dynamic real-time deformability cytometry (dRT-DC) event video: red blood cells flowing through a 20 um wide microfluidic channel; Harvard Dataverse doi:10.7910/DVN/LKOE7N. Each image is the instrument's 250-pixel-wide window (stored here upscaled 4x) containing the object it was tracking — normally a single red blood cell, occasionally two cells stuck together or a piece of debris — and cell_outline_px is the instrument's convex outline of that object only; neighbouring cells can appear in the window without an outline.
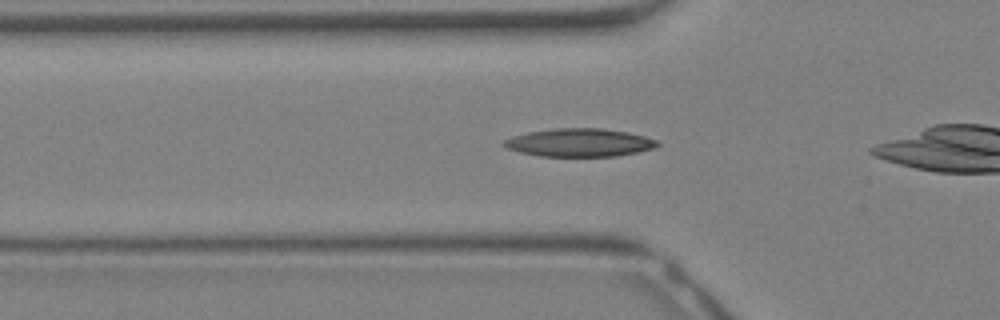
{"species": "Egyptian fruit bat (a non-hibernating species)", "species_latin": "Rousettus aegyptiacus", "temperature_condition": "warm", "stored_images_in_passage": 17, "camera_frame_rate_fps": 3000, "um_per_image_px": 0.085, "animal": {"sex": "female"}, "frame": {"image": 1, "passage_image": 7, "time_ms": 2.0, "image_size_px": [1000, 320], "cell_outline_px": [[660, 144], [652, 148], [636, 152], [616, 156], [540, 156], [520, 152], [508, 148], [500, 144], [504, 140], [512, 136], [528, 132], [552, 128], [600, 128], [628, 132], [644, 136], [656, 140]], "centroid_in_image_um": [49.21, 12.11], "position_along_channel_um": 76.6, "area_um2": 25.03}}
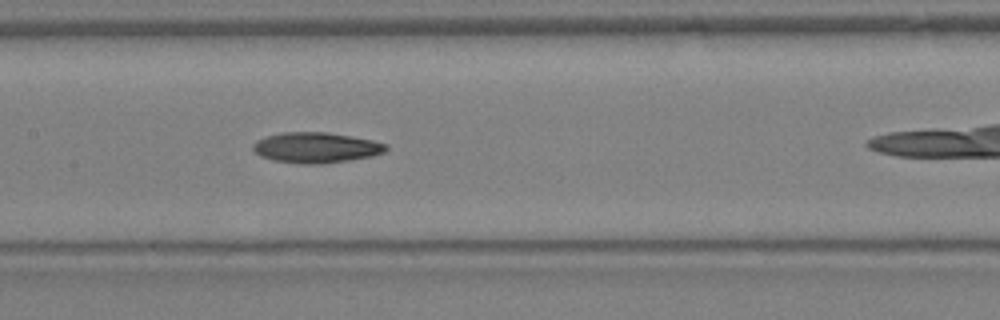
{"frame": {"image": 2, "passage_image": 12, "time_ms": 3.667, "image_size_px": [1000, 320], "cell_outline_px": [[388, 148], [384, 152], [372, 156], [348, 160], [320, 164], [304, 164], [276, 160], [260, 156], [252, 148], [252, 144], [256, 140], [264, 136], [280, 132], [328, 132], [352, 136], [372, 140], [388, 144]], "centroid_in_image_um": [26.85, 12.53], "position_along_channel_um": 180.5, "area_um2": 23.7}}
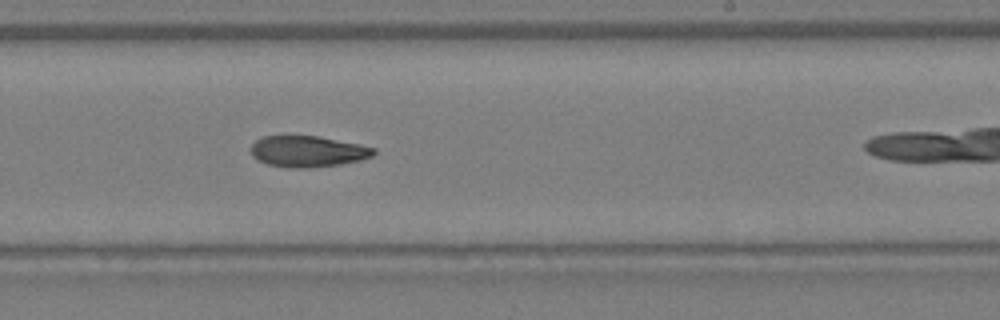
{"frame": {"image": 3, "passage_image": 16, "time_ms": 5.0, "image_size_px": [1000, 320], "cell_outline_px": [[376, 152], [372, 156], [360, 160], [340, 164], [308, 168], [288, 168], [268, 164], [256, 160], [252, 156], [252, 144], [256, 140], [264, 136], [316, 136], [360, 144], [376, 148]], "centroid_in_image_um": [26.16, 12.88], "position_along_channel_um": 262.8, "area_um2": 22.25}}